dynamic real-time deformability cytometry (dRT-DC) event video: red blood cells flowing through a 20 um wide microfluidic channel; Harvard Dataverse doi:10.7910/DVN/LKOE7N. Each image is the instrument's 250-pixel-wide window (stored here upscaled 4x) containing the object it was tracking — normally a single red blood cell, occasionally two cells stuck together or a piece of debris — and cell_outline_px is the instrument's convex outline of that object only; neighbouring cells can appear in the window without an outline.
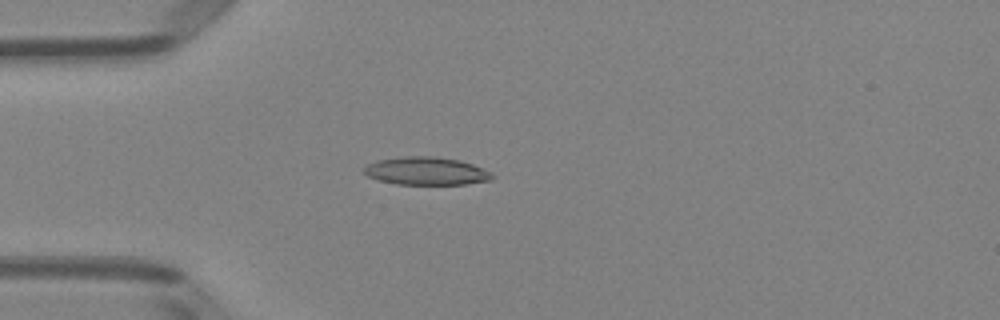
{"species": "Egyptian fruit bat (a non-hibernating species)", "species_latin": "Rousettus aegyptiacus", "temperature_condition": "room temperature", "stored_images_in_passage": 51, "camera_frame_rate_fps": 3000, "um_per_image_px": 0.085, "animal": {"sex": "female"}, "frame": {"image": 1, "passage_image": 14, "time_ms": 4.333, "image_size_px": [1000, 320], "cell_outline_px": [[496, 176], [492, 180], [464, 184], [396, 184], [380, 180], [368, 176], [364, 172], [364, 168], [368, 164], [376, 160], [404, 156], [436, 156], [460, 160], [472, 164], [492, 172]], "centroid_in_image_um": [36.27, 14.53], "position_along_channel_um": 48.7, "area_um2": 20.92}}
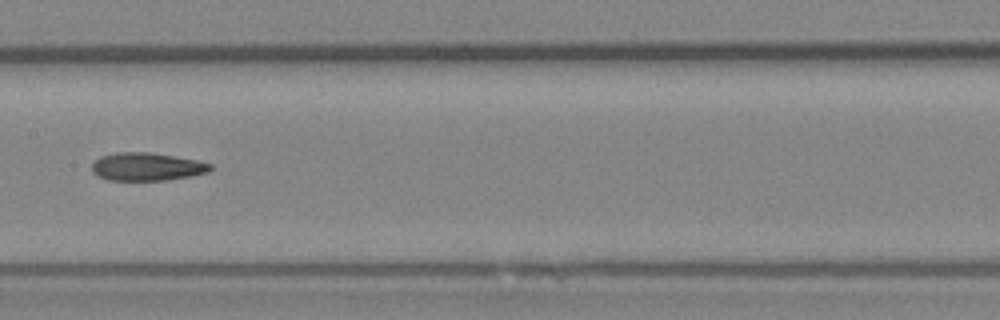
{"frame": {"image": 2, "passage_image": 26, "time_ms": 8.333, "image_size_px": [1000, 320], "cell_outline_px": [[212, 168], [208, 172], [192, 176], [168, 180], [108, 180], [92, 172], [92, 164], [100, 156], [116, 152], [148, 152], [196, 160], [212, 164]], "centroid_in_image_um": [12.48, 14.17], "position_along_channel_um": 194.9, "area_um2": 19.25}}
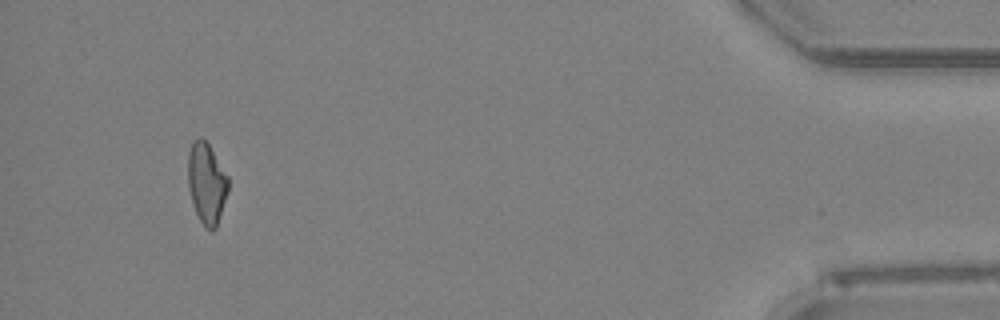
{"frame": {"image": 3, "passage_image": 48, "time_ms": 15.667, "image_size_px": [1000, 320], "cell_outline_px": [[228, 192], [216, 228], [212, 232], [204, 228], [196, 212], [188, 188], [188, 152], [192, 140], [200, 136], [208, 144], [228, 176]], "centroid_in_image_um": [17.55, 15.58], "position_along_channel_um": 417.6, "area_um2": 19.02}, "authors_computed_cell_mechanics": {"area_um2": 19.652, "velocity_mm_per_s": 3.9888, "shape_relaxation_time_tau1_ms": 4.4781, "shape_relaxation_time_tau2_ms": 3.8741, "deformation_change_tau1": 0.1542, "deformation_change_tau2": 0.1304}}